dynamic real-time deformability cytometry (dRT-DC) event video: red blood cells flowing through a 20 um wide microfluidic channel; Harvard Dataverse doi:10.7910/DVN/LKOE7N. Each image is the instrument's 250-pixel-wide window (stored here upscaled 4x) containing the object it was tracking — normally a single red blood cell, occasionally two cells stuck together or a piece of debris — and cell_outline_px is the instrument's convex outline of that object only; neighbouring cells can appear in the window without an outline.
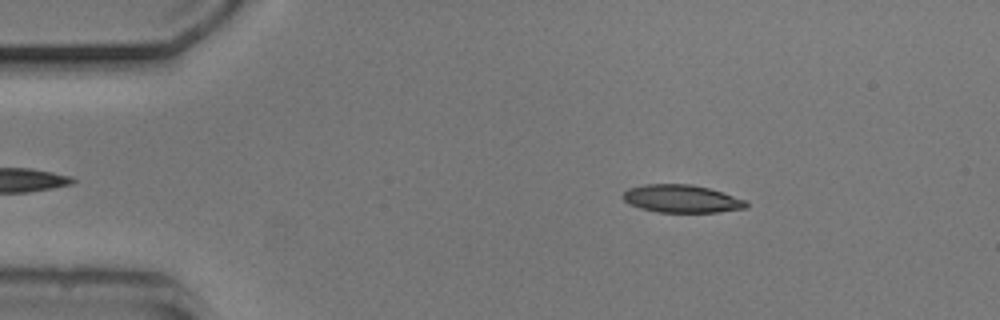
{"species": "common noctule bat (a hibernating species)", "species_latin": "Nyctalus noctula", "temperature_condition": "cold", "stored_images_in_passage": 41, "camera_frame_rate_fps": 3000, "um_per_image_px": 0.085, "animal": {"sex": "male", "body_mass_g": 20.5, "forearm_length_mm": 52.5}, "frame": {"image": 1, "passage_image": 6, "time_ms": 1.667, "image_size_px": [1000, 320], "cell_outline_px": [[748, 208], [716, 212], [660, 212], [640, 208], [624, 200], [620, 196], [628, 188], [648, 184], [692, 184], [708, 188], [748, 200]], "centroid_in_image_um": [57.97, 16.89], "position_along_channel_um": 27.0, "area_um2": 19.94}}
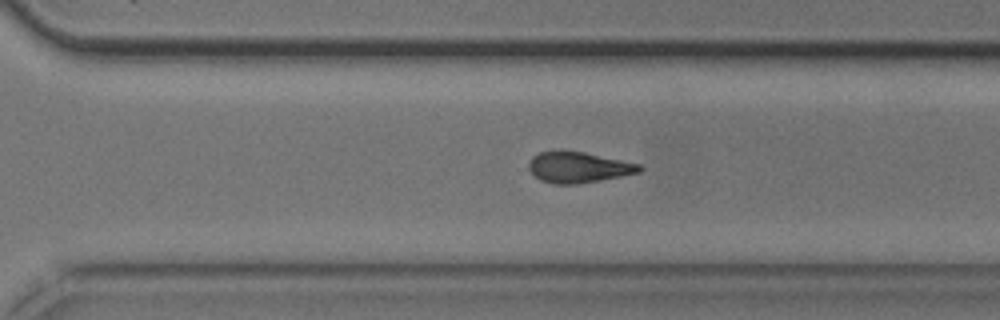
{"frame": {"image": 2, "passage_image": 34, "time_ms": 11.0, "image_size_px": [1000, 320], "cell_outline_px": [[644, 168], [640, 172], [620, 176], [576, 184], [552, 184], [540, 180], [528, 168], [528, 164], [532, 156], [540, 152], [556, 148], [564, 148], [584, 152], [640, 164]], "centroid_in_image_um": [49.11, 14.18], "position_along_channel_um": 321.5, "area_um2": 20.23}}
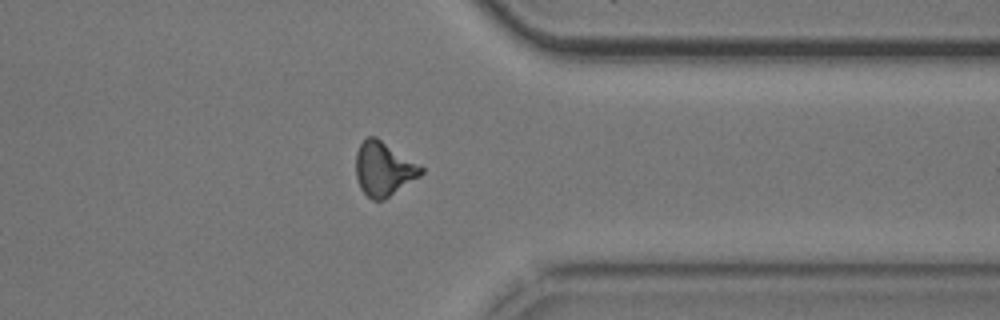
{"frame": {"image": 3, "passage_image": 39, "time_ms": 12.667, "image_size_px": [1000, 320], "cell_outline_px": [[424, 172], [420, 176], [384, 200], [372, 200], [360, 188], [356, 176], [356, 152], [360, 144], [368, 136], [376, 136], [420, 164], [424, 168]], "centroid_in_image_um": [32.62, 14.35], "position_along_channel_um": 378.8, "area_um2": 20.63}, "authors_computed_cell_mechanics": {"area_um2": 20.519, "velocity_mm_per_s": 3.7942, "shape_relaxation_time_tau1_ms": 8.2314, "shape_relaxation_time_tau2_ms": 3.8841, "deformation_change_tau1": 0.1939, "deformation_change_tau2": 0.1281}}